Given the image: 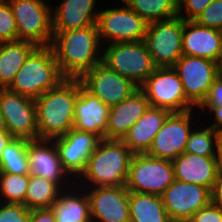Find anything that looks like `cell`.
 <instances>
[{
    "label": "cell",
    "mask_w": 222,
    "mask_h": 222,
    "mask_svg": "<svg viewBox=\"0 0 222 222\" xmlns=\"http://www.w3.org/2000/svg\"><path fill=\"white\" fill-rule=\"evenodd\" d=\"M50 47L65 78L80 79L102 62V44L96 25L53 32Z\"/></svg>",
    "instance_id": "obj_1"
},
{
    "label": "cell",
    "mask_w": 222,
    "mask_h": 222,
    "mask_svg": "<svg viewBox=\"0 0 222 222\" xmlns=\"http://www.w3.org/2000/svg\"><path fill=\"white\" fill-rule=\"evenodd\" d=\"M79 79H64L57 87L35 99L38 139L65 135L73 128Z\"/></svg>",
    "instance_id": "obj_2"
},
{
    "label": "cell",
    "mask_w": 222,
    "mask_h": 222,
    "mask_svg": "<svg viewBox=\"0 0 222 222\" xmlns=\"http://www.w3.org/2000/svg\"><path fill=\"white\" fill-rule=\"evenodd\" d=\"M133 155L122 140L101 139L76 184L81 188L125 185Z\"/></svg>",
    "instance_id": "obj_3"
},
{
    "label": "cell",
    "mask_w": 222,
    "mask_h": 222,
    "mask_svg": "<svg viewBox=\"0 0 222 222\" xmlns=\"http://www.w3.org/2000/svg\"><path fill=\"white\" fill-rule=\"evenodd\" d=\"M64 79L52 48L37 47L28 56L8 89L35 100L57 87Z\"/></svg>",
    "instance_id": "obj_4"
},
{
    "label": "cell",
    "mask_w": 222,
    "mask_h": 222,
    "mask_svg": "<svg viewBox=\"0 0 222 222\" xmlns=\"http://www.w3.org/2000/svg\"><path fill=\"white\" fill-rule=\"evenodd\" d=\"M15 18L18 41L50 46L53 37L52 3L45 0H7Z\"/></svg>",
    "instance_id": "obj_5"
},
{
    "label": "cell",
    "mask_w": 222,
    "mask_h": 222,
    "mask_svg": "<svg viewBox=\"0 0 222 222\" xmlns=\"http://www.w3.org/2000/svg\"><path fill=\"white\" fill-rule=\"evenodd\" d=\"M102 63L138 87L156 69L144 40L102 46Z\"/></svg>",
    "instance_id": "obj_6"
},
{
    "label": "cell",
    "mask_w": 222,
    "mask_h": 222,
    "mask_svg": "<svg viewBox=\"0 0 222 222\" xmlns=\"http://www.w3.org/2000/svg\"><path fill=\"white\" fill-rule=\"evenodd\" d=\"M118 3L110 5V8L103 5L102 9L100 7L96 24L102 46L145 39L148 23L122 0Z\"/></svg>",
    "instance_id": "obj_7"
},
{
    "label": "cell",
    "mask_w": 222,
    "mask_h": 222,
    "mask_svg": "<svg viewBox=\"0 0 222 222\" xmlns=\"http://www.w3.org/2000/svg\"><path fill=\"white\" fill-rule=\"evenodd\" d=\"M174 181L172 161L154 158L146 153L134 154L125 186L130 192L161 196Z\"/></svg>",
    "instance_id": "obj_8"
},
{
    "label": "cell",
    "mask_w": 222,
    "mask_h": 222,
    "mask_svg": "<svg viewBox=\"0 0 222 222\" xmlns=\"http://www.w3.org/2000/svg\"><path fill=\"white\" fill-rule=\"evenodd\" d=\"M200 118L196 109L171 112L146 154L154 158L173 161L184 152L191 131L202 121Z\"/></svg>",
    "instance_id": "obj_9"
},
{
    "label": "cell",
    "mask_w": 222,
    "mask_h": 222,
    "mask_svg": "<svg viewBox=\"0 0 222 222\" xmlns=\"http://www.w3.org/2000/svg\"><path fill=\"white\" fill-rule=\"evenodd\" d=\"M183 28L179 16L148 23L144 41L156 67H173L183 55Z\"/></svg>",
    "instance_id": "obj_10"
},
{
    "label": "cell",
    "mask_w": 222,
    "mask_h": 222,
    "mask_svg": "<svg viewBox=\"0 0 222 222\" xmlns=\"http://www.w3.org/2000/svg\"><path fill=\"white\" fill-rule=\"evenodd\" d=\"M139 89L145 94L150 106L170 112L195 109L186 100L181 79L173 67H156Z\"/></svg>",
    "instance_id": "obj_11"
},
{
    "label": "cell",
    "mask_w": 222,
    "mask_h": 222,
    "mask_svg": "<svg viewBox=\"0 0 222 222\" xmlns=\"http://www.w3.org/2000/svg\"><path fill=\"white\" fill-rule=\"evenodd\" d=\"M173 68L181 79L186 100L197 109L210 86L222 72L219 63L205 58L182 55Z\"/></svg>",
    "instance_id": "obj_12"
},
{
    "label": "cell",
    "mask_w": 222,
    "mask_h": 222,
    "mask_svg": "<svg viewBox=\"0 0 222 222\" xmlns=\"http://www.w3.org/2000/svg\"><path fill=\"white\" fill-rule=\"evenodd\" d=\"M0 110L14 138L38 139L36 105L32 98L0 88Z\"/></svg>",
    "instance_id": "obj_13"
},
{
    "label": "cell",
    "mask_w": 222,
    "mask_h": 222,
    "mask_svg": "<svg viewBox=\"0 0 222 222\" xmlns=\"http://www.w3.org/2000/svg\"><path fill=\"white\" fill-rule=\"evenodd\" d=\"M82 86L109 107L117 105L139 89L131 80L108 68L102 62L81 78Z\"/></svg>",
    "instance_id": "obj_14"
},
{
    "label": "cell",
    "mask_w": 222,
    "mask_h": 222,
    "mask_svg": "<svg viewBox=\"0 0 222 222\" xmlns=\"http://www.w3.org/2000/svg\"><path fill=\"white\" fill-rule=\"evenodd\" d=\"M29 174L37 175L57 183L63 190L76 181L61 163L55 142L49 139L29 140L26 147Z\"/></svg>",
    "instance_id": "obj_15"
},
{
    "label": "cell",
    "mask_w": 222,
    "mask_h": 222,
    "mask_svg": "<svg viewBox=\"0 0 222 222\" xmlns=\"http://www.w3.org/2000/svg\"><path fill=\"white\" fill-rule=\"evenodd\" d=\"M161 197L171 220L188 221L199 209L211 203V190L175 180Z\"/></svg>",
    "instance_id": "obj_16"
},
{
    "label": "cell",
    "mask_w": 222,
    "mask_h": 222,
    "mask_svg": "<svg viewBox=\"0 0 222 222\" xmlns=\"http://www.w3.org/2000/svg\"><path fill=\"white\" fill-rule=\"evenodd\" d=\"M92 222H130V191L125 185L84 188Z\"/></svg>",
    "instance_id": "obj_17"
},
{
    "label": "cell",
    "mask_w": 222,
    "mask_h": 222,
    "mask_svg": "<svg viewBox=\"0 0 222 222\" xmlns=\"http://www.w3.org/2000/svg\"><path fill=\"white\" fill-rule=\"evenodd\" d=\"M52 140L55 142L64 168L77 181L85 172L87 162L101 138L94 133L72 128L65 135Z\"/></svg>",
    "instance_id": "obj_18"
},
{
    "label": "cell",
    "mask_w": 222,
    "mask_h": 222,
    "mask_svg": "<svg viewBox=\"0 0 222 222\" xmlns=\"http://www.w3.org/2000/svg\"><path fill=\"white\" fill-rule=\"evenodd\" d=\"M58 1L56 6L55 3L52 5L53 32H66L96 25L103 4L98 0Z\"/></svg>",
    "instance_id": "obj_19"
},
{
    "label": "cell",
    "mask_w": 222,
    "mask_h": 222,
    "mask_svg": "<svg viewBox=\"0 0 222 222\" xmlns=\"http://www.w3.org/2000/svg\"><path fill=\"white\" fill-rule=\"evenodd\" d=\"M182 53L220 63L222 31L201 26L196 21L184 20Z\"/></svg>",
    "instance_id": "obj_20"
},
{
    "label": "cell",
    "mask_w": 222,
    "mask_h": 222,
    "mask_svg": "<svg viewBox=\"0 0 222 222\" xmlns=\"http://www.w3.org/2000/svg\"><path fill=\"white\" fill-rule=\"evenodd\" d=\"M110 107L92 95L79 79V95L75 103L73 129L91 132L105 139Z\"/></svg>",
    "instance_id": "obj_21"
},
{
    "label": "cell",
    "mask_w": 222,
    "mask_h": 222,
    "mask_svg": "<svg viewBox=\"0 0 222 222\" xmlns=\"http://www.w3.org/2000/svg\"><path fill=\"white\" fill-rule=\"evenodd\" d=\"M175 180L194 183L212 190L220 164L217 156L183 152L173 161Z\"/></svg>",
    "instance_id": "obj_22"
},
{
    "label": "cell",
    "mask_w": 222,
    "mask_h": 222,
    "mask_svg": "<svg viewBox=\"0 0 222 222\" xmlns=\"http://www.w3.org/2000/svg\"><path fill=\"white\" fill-rule=\"evenodd\" d=\"M149 106L145 94L138 89L127 99L110 107L105 139L122 140Z\"/></svg>",
    "instance_id": "obj_23"
},
{
    "label": "cell",
    "mask_w": 222,
    "mask_h": 222,
    "mask_svg": "<svg viewBox=\"0 0 222 222\" xmlns=\"http://www.w3.org/2000/svg\"><path fill=\"white\" fill-rule=\"evenodd\" d=\"M170 113L167 109L149 106L144 115L129 129L122 141L134 154L147 153L154 137Z\"/></svg>",
    "instance_id": "obj_24"
},
{
    "label": "cell",
    "mask_w": 222,
    "mask_h": 222,
    "mask_svg": "<svg viewBox=\"0 0 222 222\" xmlns=\"http://www.w3.org/2000/svg\"><path fill=\"white\" fill-rule=\"evenodd\" d=\"M51 209L56 222H92L87 192L77 184L64 189Z\"/></svg>",
    "instance_id": "obj_25"
},
{
    "label": "cell",
    "mask_w": 222,
    "mask_h": 222,
    "mask_svg": "<svg viewBox=\"0 0 222 222\" xmlns=\"http://www.w3.org/2000/svg\"><path fill=\"white\" fill-rule=\"evenodd\" d=\"M37 48L27 41L0 42V88H8L28 56Z\"/></svg>",
    "instance_id": "obj_26"
},
{
    "label": "cell",
    "mask_w": 222,
    "mask_h": 222,
    "mask_svg": "<svg viewBox=\"0 0 222 222\" xmlns=\"http://www.w3.org/2000/svg\"><path fill=\"white\" fill-rule=\"evenodd\" d=\"M130 222H171L162 197L154 194L130 192Z\"/></svg>",
    "instance_id": "obj_27"
},
{
    "label": "cell",
    "mask_w": 222,
    "mask_h": 222,
    "mask_svg": "<svg viewBox=\"0 0 222 222\" xmlns=\"http://www.w3.org/2000/svg\"><path fill=\"white\" fill-rule=\"evenodd\" d=\"M63 189L55 182L29 174L25 206L29 209L52 208Z\"/></svg>",
    "instance_id": "obj_28"
},
{
    "label": "cell",
    "mask_w": 222,
    "mask_h": 222,
    "mask_svg": "<svg viewBox=\"0 0 222 222\" xmlns=\"http://www.w3.org/2000/svg\"><path fill=\"white\" fill-rule=\"evenodd\" d=\"M147 23L178 16L177 0H122Z\"/></svg>",
    "instance_id": "obj_29"
},
{
    "label": "cell",
    "mask_w": 222,
    "mask_h": 222,
    "mask_svg": "<svg viewBox=\"0 0 222 222\" xmlns=\"http://www.w3.org/2000/svg\"><path fill=\"white\" fill-rule=\"evenodd\" d=\"M29 140L13 138L0 156V173L29 174L26 147Z\"/></svg>",
    "instance_id": "obj_30"
},
{
    "label": "cell",
    "mask_w": 222,
    "mask_h": 222,
    "mask_svg": "<svg viewBox=\"0 0 222 222\" xmlns=\"http://www.w3.org/2000/svg\"><path fill=\"white\" fill-rule=\"evenodd\" d=\"M202 123L191 131L184 152L200 156H217V139L215 130Z\"/></svg>",
    "instance_id": "obj_31"
},
{
    "label": "cell",
    "mask_w": 222,
    "mask_h": 222,
    "mask_svg": "<svg viewBox=\"0 0 222 222\" xmlns=\"http://www.w3.org/2000/svg\"><path fill=\"white\" fill-rule=\"evenodd\" d=\"M29 184V174L0 173V202L23 204Z\"/></svg>",
    "instance_id": "obj_32"
},
{
    "label": "cell",
    "mask_w": 222,
    "mask_h": 222,
    "mask_svg": "<svg viewBox=\"0 0 222 222\" xmlns=\"http://www.w3.org/2000/svg\"><path fill=\"white\" fill-rule=\"evenodd\" d=\"M18 41L15 18L7 0H0V42Z\"/></svg>",
    "instance_id": "obj_33"
},
{
    "label": "cell",
    "mask_w": 222,
    "mask_h": 222,
    "mask_svg": "<svg viewBox=\"0 0 222 222\" xmlns=\"http://www.w3.org/2000/svg\"><path fill=\"white\" fill-rule=\"evenodd\" d=\"M194 21L201 26L222 31V0H214Z\"/></svg>",
    "instance_id": "obj_34"
},
{
    "label": "cell",
    "mask_w": 222,
    "mask_h": 222,
    "mask_svg": "<svg viewBox=\"0 0 222 222\" xmlns=\"http://www.w3.org/2000/svg\"><path fill=\"white\" fill-rule=\"evenodd\" d=\"M0 222H30V210L23 204L0 202Z\"/></svg>",
    "instance_id": "obj_35"
},
{
    "label": "cell",
    "mask_w": 222,
    "mask_h": 222,
    "mask_svg": "<svg viewBox=\"0 0 222 222\" xmlns=\"http://www.w3.org/2000/svg\"><path fill=\"white\" fill-rule=\"evenodd\" d=\"M178 16L186 21H194L214 0H177Z\"/></svg>",
    "instance_id": "obj_36"
},
{
    "label": "cell",
    "mask_w": 222,
    "mask_h": 222,
    "mask_svg": "<svg viewBox=\"0 0 222 222\" xmlns=\"http://www.w3.org/2000/svg\"><path fill=\"white\" fill-rule=\"evenodd\" d=\"M188 222H222V207L210 203L194 213Z\"/></svg>",
    "instance_id": "obj_37"
},
{
    "label": "cell",
    "mask_w": 222,
    "mask_h": 222,
    "mask_svg": "<svg viewBox=\"0 0 222 222\" xmlns=\"http://www.w3.org/2000/svg\"><path fill=\"white\" fill-rule=\"evenodd\" d=\"M199 107H222V72L214 80Z\"/></svg>",
    "instance_id": "obj_38"
},
{
    "label": "cell",
    "mask_w": 222,
    "mask_h": 222,
    "mask_svg": "<svg viewBox=\"0 0 222 222\" xmlns=\"http://www.w3.org/2000/svg\"><path fill=\"white\" fill-rule=\"evenodd\" d=\"M196 110L198 111L199 115H201V120H204L207 126L211 127L214 130L222 128V107H198ZM205 112L208 113V116ZM205 115L207 117H205ZM209 120L211 122H209ZM207 121L210 124H208Z\"/></svg>",
    "instance_id": "obj_39"
},
{
    "label": "cell",
    "mask_w": 222,
    "mask_h": 222,
    "mask_svg": "<svg viewBox=\"0 0 222 222\" xmlns=\"http://www.w3.org/2000/svg\"><path fill=\"white\" fill-rule=\"evenodd\" d=\"M30 222H56L51 208L30 210Z\"/></svg>",
    "instance_id": "obj_40"
},
{
    "label": "cell",
    "mask_w": 222,
    "mask_h": 222,
    "mask_svg": "<svg viewBox=\"0 0 222 222\" xmlns=\"http://www.w3.org/2000/svg\"><path fill=\"white\" fill-rule=\"evenodd\" d=\"M211 203L222 207V167L217 173L216 180L211 190Z\"/></svg>",
    "instance_id": "obj_41"
},
{
    "label": "cell",
    "mask_w": 222,
    "mask_h": 222,
    "mask_svg": "<svg viewBox=\"0 0 222 222\" xmlns=\"http://www.w3.org/2000/svg\"><path fill=\"white\" fill-rule=\"evenodd\" d=\"M217 139V159L219 161L220 167H222V128L215 130Z\"/></svg>",
    "instance_id": "obj_42"
},
{
    "label": "cell",
    "mask_w": 222,
    "mask_h": 222,
    "mask_svg": "<svg viewBox=\"0 0 222 222\" xmlns=\"http://www.w3.org/2000/svg\"><path fill=\"white\" fill-rule=\"evenodd\" d=\"M13 138L14 137L8 131H1L0 132V156H1L2 151L6 148L8 143Z\"/></svg>",
    "instance_id": "obj_43"
},
{
    "label": "cell",
    "mask_w": 222,
    "mask_h": 222,
    "mask_svg": "<svg viewBox=\"0 0 222 222\" xmlns=\"http://www.w3.org/2000/svg\"><path fill=\"white\" fill-rule=\"evenodd\" d=\"M1 131H7V127H6L5 119L0 110V132Z\"/></svg>",
    "instance_id": "obj_44"
},
{
    "label": "cell",
    "mask_w": 222,
    "mask_h": 222,
    "mask_svg": "<svg viewBox=\"0 0 222 222\" xmlns=\"http://www.w3.org/2000/svg\"><path fill=\"white\" fill-rule=\"evenodd\" d=\"M219 65H220V69L222 71V56H221V61H220Z\"/></svg>",
    "instance_id": "obj_45"
},
{
    "label": "cell",
    "mask_w": 222,
    "mask_h": 222,
    "mask_svg": "<svg viewBox=\"0 0 222 222\" xmlns=\"http://www.w3.org/2000/svg\"><path fill=\"white\" fill-rule=\"evenodd\" d=\"M171 222H188V221L172 220Z\"/></svg>",
    "instance_id": "obj_46"
}]
</instances>
